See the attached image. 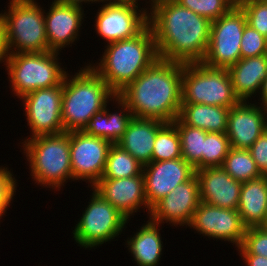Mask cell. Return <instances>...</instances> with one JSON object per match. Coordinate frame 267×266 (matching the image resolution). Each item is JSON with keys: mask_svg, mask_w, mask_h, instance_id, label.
Returning <instances> with one entry per match:
<instances>
[{"mask_svg": "<svg viewBox=\"0 0 267 266\" xmlns=\"http://www.w3.org/2000/svg\"><path fill=\"white\" fill-rule=\"evenodd\" d=\"M149 7L148 25L158 57L182 64L202 62L212 22L174 0H156Z\"/></svg>", "mask_w": 267, "mask_h": 266, "instance_id": "cell-1", "label": "cell"}, {"mask_svg": "<svg viewBox=\"0 0 267 266\" xmlns=\"http://www.w3.org/2000/svg\"><path fill=\"white\" fill-rule=\"evenodd\" d=\"M183 64L158 58L117 95L135 118L173 122L182 105Z\"/></svg>", "mask_w": 267, "mask_h": 266, "instance_id": "cell-2", "label": "cell"}, {"mask_svg": "<svg viewBox=\"0 0 267 266\" xmlns=\"http://www.w3.org/2000/svg\"><path fill=\"white\" fill-rule=\"evenodd\" d=\"M99 63L89 65L118 94L159 57L152 30L147 25L133 38L108 43Z\"/></svg>", "mask_w": 267, "mask_h": 266, "instance_id": "cell-3", "label": "cell"}, {"mask_svg": "<svg viewBox=\"0 0 267 266\" xmlns=\"http://www.w3.org/2000/svg\"><path fill=\"white\" fill-rule=\"evenodd\" d=\"M66 73L61 104L64 132L83 131L93 115L117 95L104 79L85 64L75 72Z\"/></svg>", "mask_w": 267, "mask_h": 266, "instance_id": "cell-4", "label": "cell"}, {"mask_svg": "<svg viewBox=\"0 0 267 266\" xmlns=\"http://www.w3.org/2000/svg\"><path fill=\"white\" fill-rule=\"evenodd\" d=\"M22 141L19 143L24 151L22 154L26 156L30 176L35 184L60 191L73 179L70 132L41 135Z\"/></svg>", "mask_w": 267, "mask_h": 266, "instance_id": "cell-5", "label": "cell"}, {"mask_svg": "<svg viewBox=\"0 0 267 266\" xmlns=\"http://www.w3.org/2000/svg\"><path fill=\"white\" fill-rule=\"evenodd\" d=\"M60 52L10 54L5 68L14 96L18 99L37 89L60 85L67 67L59 62Z\"/></svg>", "mask_w": 267, "mask_h": 266, "instance_id": "cell-6", "label": "cell"}, {"mask_svg": "<svg viewBox=\"0 0 267 266\" xmlns=\"http://www.w3.org/2000/svg\"><path fill=\"white\" fill-rule=\"evenodd\" d=\"M8 10L1 15L6 27L10 54L49 51L44 7L36 0H9Z\"/></svg>", "mask_w": 267, "mask_h": 266, "instance_id": "cell-7", "label": "cell"}, {"mask_svg": "<svg viewBox=\"0 0 267 266\" xmlns=\"http://www.w3.org/2000/svg\"><path fill=\"white\" fill-rule=\"evenodd\" d=\"M239 102L228 69L202 62L183 64L182 103L232 108Z\"/></svg>", "mask_w": 267, "mask_h": 266, "instance_id": "cell-8", "label": "cell"}, {"mask_svg": "<svg viewBox=\"0 0 267 266\" xmlns=\"http://www.w3.org/2000/svg\"><path fill=\"white\" fill-rule=\"evenodd\" d=\"M91 199L73 230V239L85 250L94 249L117 238L130 219L92 188ZM95 247V248H94Z\"/></svg>", "mask_w": 267, "mask_h": 266, "instance_id": "cell-9", "label": "cell"}, {"mask_svg": "<svg viewBox=\"0 0 267 266\" xmlns=\"http://www.w3.org/2000/svg\"><path fill=\"white\" fill-rule=\"evenodd\" d=\"M101 3L94 27L97 36L107 44L133 38L148 25V6L141 8L131 0H102Z\"/></svg>", "mask_w": 267, "mask_h": 266, "instance_id": "cell-10", "label": "cell"}, {"mask_svg": "<svg viewBox=\"0 0 267 266\" xmlns=\"http://www.w3.org/2000/svg\"><path fill=\"white\" fill-rule=\"evenodd\" d=\"M247 25L239 6L212 21L208 49L202 63L209 67L226 68L241 59V37Z\"/></svg>", "mask_w": 267, "mask_h": 266, "instance_id": "cell-11", "label": "cell"}, {"mask_svg": "<svg viewBox=\"0 0 267 266\" xmlns=\"http://www.w3.org/2000/svg\"><path fill=\"white\" fill-rule=\"evenodd\" d=\"M62 95L63 82L53 87L37 89L19 99L22 100L27 126L31 130V134L24 140L64 132L61 113Z\"/></svg>", "mask_w": 267, "mask_h": 266, "instance_id": "cell-12", "label": "cell"}, {"mask_svg": "<svg viewBox=\"0 0 267 266\" xmlns=\"http://www.w3.org/2000/svg\"><path fill=\"white\" fill-rule=\"evenodd\" d=\"M112 143L84 131H70L72 181L88 182L92 188L102 177Z\"/></svg>", "mask_w": 267, "mask_h": 266, "instance_id": "cell-13", "label": "cell"}, {"mask_svg": "<svg viewBox=\"0 0 267 266\" xmlns=\"http://www.w3.org/2000/svg\"><path fill=\"white\" fill-rule=\"evenodd\" d=\"M187 227L209 239L233 243L236 248L242 245L246 231L237 209L221 208L202 201Z\"/></svg>", "mask_w": 267, "mask_h": 266, "instance_id": "cell-14", "label": "cell"}, {"mask_svg": "<svg viewBox=\"0 0 267 266\" xmlns=\"http://www.w3.org/2000/svg\"><path fill=\"white\" fill-rule=\"evenodd\" d=\"M199 203V183L194 175L156 202L151 207L149 219L161 225L169 223L187 228Z\"/></svg>", "mask_w": 267, "mask_h": 266, "instance_id": "cell-15", "label": "cell"}, {"mask_svg": "<svg viewBox=\"0 0 267 266\" xmlns=\"http://www.w3.org/2000/svg\"><path fill=\"white\" fill-rule=\"evenodd\" d=\"M145 196L151 208L179 184L195 175V168L182 157L172 160L152 161L143 166Z\"/></svg>", "mask_w": 267, "mask_h": 266, "instance_id": "cell-16", "label": "cell"}, {"mask_svg": "<svg viewBox=\"0 0 267 266\" xmlns=\"http://www.w3.org/2000/svg\"><path fill=\"white\" fill-rule=\"evenodd\" d=\"M250 102L240 101L229 110L226 134L231 148L248 150L267 129V109L254 99Z\"/></svg>", "mask_w": 267, "mask_h": 266, "instance_id": "cell-17", "label": "cell"}, {"mask_svg": "<svg viewBox=\"0 0 267 266\" xmlns=\"http://www.w3.org/2000/svg\"><path fill=\"white\" fill-rule=\"evenodd\" d=\"M49 11L44 10L49 51L62 52L79 40L81 26L85 21L82 7L62 4L52 0ZM78 39V40H77ZM70 45V46H69Z\"/></svg>", "mask_w": 267, "mask_h": 266, "instance_id": "cell-18", "label": "cell"}, {"mask_svg": "<svg viewBox=\"0 0 267 266\" xmlns=\"http://www.w3.org/2000/svg\"><path fill=\"white\" fill-rule=\"evenodd\" d=\"M105 200L119 210L128 219L144 209L149 217L151 208L145 196L143 173L120 179H100L93 187Z\"/></svg>", "mask_w": 267, "mask_h": 266, "instance_id": "cell-19", "label": "cell"}, {"mask_svg": "<svg viewBox=\"0 0 267 266\" xmlns=\"http://www.w3.org/2000/svg\"><path fill=\"white\" fill-rule=\"evenodd\" d=\"M199 183L200 201L209 205L237 209L242 182L231 177L222 166L195 171Z\"/></svg>", "mask_w": 267, "mask_h": 266, "instance_id": "cell-20", "label": "cell"}, {"mask_svg": "<svg viewBox=\"0 0 267 266\" xmlns=\"http://www.w3.org/2000/svg\"><path fill=\"white\" fill-rule=\"evenodd\" d=\"M165 123L158 119L133 117L116 144L144 166L152 162L156 134Z\"/></svg>", "mask_w": 267, "mask_h": 266, "instance_id": "cell-21", "label": "cell"}, {"mask_svg": "<svg viewBox=\"0 0 267 266\" xmlns=\"http://www.w3.org/2000/svg\"><path fill=\"white\" fill-rule=\"evenodd\" d=\"M235 95L240 101H250L258 95L267 76V54L241 58L228 68Z\"/></svg>", "mask_w": 267, "mask_h": 266, "instance_id": "cell-22", "label": "cell"}, {"mask_svg": "<svg viewBox=\"0 0 267 266\" xmlns=\"http://www.w3.org/2000/svg\"><path fill=\"white\" fill-rule=\"evenodd\" d=\"M113 103L120 112H111L107 107L110 105L108 103L90 119L83 130L86 134L106 139L112 144H116L120 140L134 116L118 95L113 98Z\"/></svg>", "mask_w": 267, "mask_h": 266, "instance_id": "cell-23", "label": "cell"}, {"mask_svg": "<svg viewBox=\"0 0 267 266\" xmlns=\"http://www.w3.org/2000/svg\"><path fill=\"white\" fill-rule=\"evenodd\" d=\"M161 224L148 219L138 231L133 232L125 241V248L133 256L134 263L138 266H157L163 252V241L159 229ZM133 236V237H132Z\"/></svg>", "mask_w": 267, "mask_h": 266, "instance_id": "cell-24", "label": "cell"}, {"mask_svg": "<svg viewBox=\"0 0 267 266\" xmlns=\"http://www.w3.org/2000/svg\"><path fill=\"white\" fill-rule=\"evenodd\" d=\"M237 210L246 228L264 224L267 217V180L264 177L242 183Z\"/></svg>", "mask_w": 267, "mask_h": 266, "instance_id": "cell-25", "label": "cell"}, {"mask_svg": "<svg viewBox=\"0 0 267 266\" xmlns=\"http://www.w3.org/2000/svg\"><path fill=\"white\" fill-rule=\"evenodd\" d=\"M230 108L204 104L182 103L178 118L188 126L206 132H227Z\"/></svg>", "mask_w": 267, "mask_h": 266, "instance_id": "cell-26", "label": "cell"}, {"mask_svg": "<svg viewBox=\"0 0 267 266\" xmlns=\"http://www.w3.org/2000/svg\"><path fill=\"white\" fill-rule=\"evenodd\" d=\"M178 130L182 158L196 170L204 168V140L207 132L185 125L178 117L173 121Z\"/></svg>", "mask_w": 267, "mask_h": 266, "instance_id": "cell-27", "label": "cell"}, {"mask_svg": "<svg viewBox=\"0 0 267 266\" xmlns=\"http://www.w3.org/2000/svg\"><path fill=\"white\" fill-rule=\"evenodd\" d=\"M143 165L117 144H112L101 179H120L140 175Z\"/></svg>", "mask_w": 267, "mask_h": 266, "instance_id": "cell-28", "label": "cell"}, {"mask_svg": "<svg viewBox=\"0 0 267 266\" xmlns=\"http://www.w3.org/2000/svg\"><path fill=\"white\" fill-rule=\"evenodd\" d=\"M222 167L239 182H248L261 176L255 160L249 150L230 148Z\"/></svg>", "mask_w": 267, "mask_h": 266, "instance_id": "cell-29", "label": "cell"}, {"mask_svg": "<svg viewBox=\"0 0 267 266\" xmlns=\"http://www.w3.org/2000/svg\"><path fill=\"white\" fill-rule=\"evenodd\" d=\"M181 143L176 125L166 122L157 132L152 153V161L181 158Z\"/></svg>", "mask_w": 267, "mask_h": 266, "instance_id": "cell-30", "label": "cell"}, {"mask_svg": "<svg viewBox=\"0 0 267 266\" xmlns=\"http://www.w3.org/2000/svg\"><path fill=\"white\" fill-rule=\"evenodd\" d=\"M230 148L226 133L207 132L204 140V168L222 166Z\"/></svg>", "mask_w": 267, "mask_h": 266, "instance_id": "cell-31", "label": "cell"}, {"mask_svg": "<svg viewBox=\"0 0 267 266\" xmlns=\"http://www.w3.org/2000/svg\"><path fill=\"white\" fill-rule=\"evenodd\" d=\"M182 7L188 8L194 13L215 21L228 13L234 5L230 0H174Z\"/></svg>", "mask_w": 267, "mask_h": 266, "instance_id": "cell-32", "label": "cell"}, {"mask_svg": "<svg viewBox=\"0 0 267 266\" xmlns=\"http://www.w3.org/2000/svg\"><path fill=\"white\" fill-rule=\"evenodd\" d=\"M247 24L267 38V0H247L239 5Z\"/></svg>", "mask_w": 267, "mask_h": 266, "instance_id": "cell-33", "label": "cell"}, {"mask_svg": "<svg viewBox=\"0 0 267 266\" xmlns=\"http://www.w3.org/2000/svg\"><path fill=\"white\" fill-rule=\"evenodd\" d=\"M241 58L267 54V38L248 24L241 37Z\"/></svg>", "mask_w": 267, "mask_h": 266, "instance_id": "cell-34", "label": "cell"}, {"mask_svg": "<svg viewBox=\"0 0 267 266\" xmlns=\"http://www.w3.org/2000/svg\"><path fill=\"white\" fill-rule=\"evenodd\" d=\"M8 167H0V213L5 216L16 196L17 180ZM11 204V205H10Z\"/></svg>", "mask_w": 267, "mask_h": 266, "instance_id": "cell-35", "label": "cell"}, {"mask_svg": "<svg viewBox=\"0 0 267 266\" xmlns=\"http://www.w3.org/2000/svg\"><path fill=\"white\" fill-rule=\"evenodd\" d=\"M242 246L252 255L267 257V230L261 226L246 228Z\"/></svg>", "mask_w": 267, "mask_h": 266, "instance_id": "cell-36", "label": "cell"}, {"mask_svg": "<svg viewBox=\"0 0 267 266\" xmlns=\"http://www.w3.org/2000/svg\"><path fill=\"white\" fill-rule=\"evenodd\" d=\"M248 150L262 172L267 166V129Z\"/></svg>", "mask_w": 267, "mask_h": 266, "instance_id": "cell-37", "label": "cell"}, {"mask_svg": "<svg viewBox=\"0 0 267 266\" xmlns=\"http://www.w3.org/2000/svg\"><path fill=\"white\" fill-rule=\"evenodd\" d=\"M237 251L246 266H267V257L252 255L242 245L237 248Z\"/></svg>", "mask_w": 267, "mask_h": 266, "instance_id": "cell-38", "label": "cell"}, {"mask_svg": "<svg viewBox=\"0 0 267 266\" xmlns=\"http://www.w3.org/2000/svg\"><path fill=\"white\" fill-rule=\"evenodd\" d=\"M9 55L10 53L6 41V27L4 19L0 14V63H3V66L5 65Z\"/></svg>", "mask_w": 267, "mask_h": 266, "instance_id": "cell-39", "label": "cell"}, {"mask_svg": "<svg viewBox=\"0 0 267 266\" xmlns=\"http://www.w3.org/2000/svg\"><path fill=\"white\" fill-rule=\"evenodd\" d=\"M259 97L258 101L260 102H256V100L254 101L255 103L261 105L263 108L267 109V76L265 77V79L262 81V85L260 88V91L258 93Z\"/></svg>", "mask_w": 267, "mask_h": 266, "instance_id": "cell-40", "label": "cell"}, {"mask_svg": "<svg viewBox=\"0 0 267 266\" xmlns=\"http://www.w3.org/2000/svg\"><path fill=\"white\" fill-rule=\"evenodd\" d=\"M55 2L62 3V4H68L73 6H78L84 8L83 4L87 5L91 3H97L100 4L102 0H54ZM91 2V3H90Z\"/></svg>", "mask_w": 267, "mask_h": 266, "instance_id": "cell-41", "label": "cell"}, {"mask_svg": "<svg viewBox=\"0 0 267 266\" xmlns=\"http://www.w3.org/2000/svg\"><path fill=\"white\" fill-rule=\"evenodd\" d=\"M234 6H239L247 0H230Z\"/></svg>", "mask_w": 267, "mask_h": 266, "instance_id": "cell-42", "label": "cell"}, {"mask_svg": "<svg viewBox=\"0 0 267 266\" xmlns=\"http://www.w3.org/2000/svg\"><path fill=\"white\" fill-rule=\"evenodd\" d=\"M261 176L267 180V166L262 170Z\"/></svg>", "mask_w": 267, "mask_h": 266, "instance_id": "cell-43", "label": "cell"}, {"mask_svg": "<svg viewBox=\"0 0 267 266\" xmlns=\"http://www.w3.org/2000/svg\"><path fill=\"white\" fill-rule=\"evenodd\" d=\"M131 1H135V2H140V0H131ZM156 0H149L148 2L147 1H145L147 4H148V6H151L154 2H155Z\"/></svg>", "mask_w": 267, "mask_h": 266, "instance_id": "cell-44", "label": "cell"}, {"mask_svg": "<svg viewBox=\"0 0 267 266\" xmlns=\"http://www.w3.org/2000/svg\"><path fill=\"white\" fill-rule=\"evenodd\" d=\"M261 227H263L265 230H267V217H266V221L264 222V224Z\"/></svg>", "mask_w": 267, "mask_h": 266, "instance_id": "cell-45", "label": "cell"}, {"mask_svg": "<svg viewBox=\"0 0 267 266\" xmlns=\"http://www.w3.org/2000/svg\"><path fill=\"white\" fill-rule=\"evenodd\" d=\"M2 217H4V216L0 213V222H1Z\"/></svg>", "mask_w": 267, "mask_h": 266, "instance_id": "cell-46", "label": "cell"}]
</instances>
